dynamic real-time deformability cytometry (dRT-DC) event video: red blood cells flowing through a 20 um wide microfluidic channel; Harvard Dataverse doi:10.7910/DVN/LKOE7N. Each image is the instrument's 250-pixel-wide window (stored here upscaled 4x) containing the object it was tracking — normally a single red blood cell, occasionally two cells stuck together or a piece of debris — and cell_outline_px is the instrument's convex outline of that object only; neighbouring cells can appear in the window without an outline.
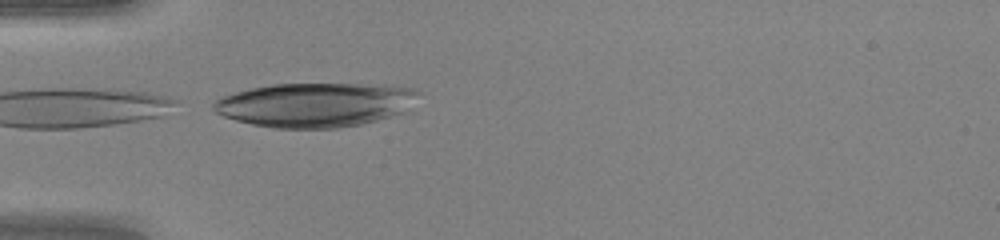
{"species": "human", "species_latin": "Homo sapiens", "temperature_condition": "warm", "stored_images_in_passage": 14, "camera_frame_rate_fps": 3000, "um_per_image_px": 0.085, "donor": {"sex": "female"}, "frame": {"image": 1, "passage_image": 14, "time_ms": 4.333, "image_size_px": [1000, 240], "cell_outline_px": [[424, 92], [404, 112], [376, 120], [360, 124], [336, 128], [276, 128], [252, 124], [236, 120], [224, 116], [216, 112], [212, 108], [212, 104], [216, 100], [224, 96], [236, 92], [252, 88], [272, 84], [388, 84], [416, 88]], "centroid_in_image_um": [26.87, 8.89], "position_along_channel_um": 58.1, "area_um2": 53.0}}